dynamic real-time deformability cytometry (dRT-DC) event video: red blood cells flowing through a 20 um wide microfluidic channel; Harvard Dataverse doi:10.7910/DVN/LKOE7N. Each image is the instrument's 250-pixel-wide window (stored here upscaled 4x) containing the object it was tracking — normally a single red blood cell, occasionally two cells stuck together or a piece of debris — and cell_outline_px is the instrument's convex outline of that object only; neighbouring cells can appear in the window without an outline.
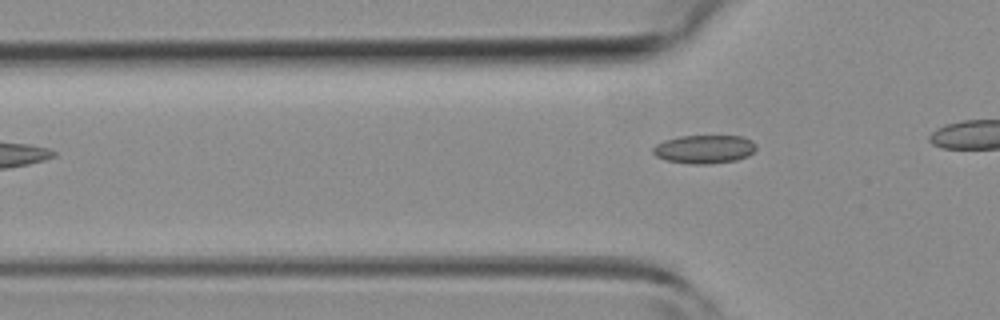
{"species": "common noctule bat (a hibernating species)", "species_latin": "Nyctalus noctula", "temperature_condition": "room temperature", "stored_images_in_passage": 4, "camera_frame_rate_fps": 3000, "um_per_image_px": 0.085, "animal": {"sex": "female", "body_mass_g": 19.3, "forearm_length_mm": 54.1}, "frame": {"image": 1, "passage_image": 4, "time_ms": 3.667, "image_size_px": [1000, 320], "cell_outline_px": [[756, 148], [748, 156], [736, 160], [708, 164], [692, 164], [668, 160], [656, 156], [652, 152], [652, 148], [656, 144], [664, 140], [680, 136], [740, 136], [752, 140], [756, 144]], "centroid_in_image_um": [59.87, 12.67], "position_along_channel_um": 65.9, "area_um2": 17.05}}